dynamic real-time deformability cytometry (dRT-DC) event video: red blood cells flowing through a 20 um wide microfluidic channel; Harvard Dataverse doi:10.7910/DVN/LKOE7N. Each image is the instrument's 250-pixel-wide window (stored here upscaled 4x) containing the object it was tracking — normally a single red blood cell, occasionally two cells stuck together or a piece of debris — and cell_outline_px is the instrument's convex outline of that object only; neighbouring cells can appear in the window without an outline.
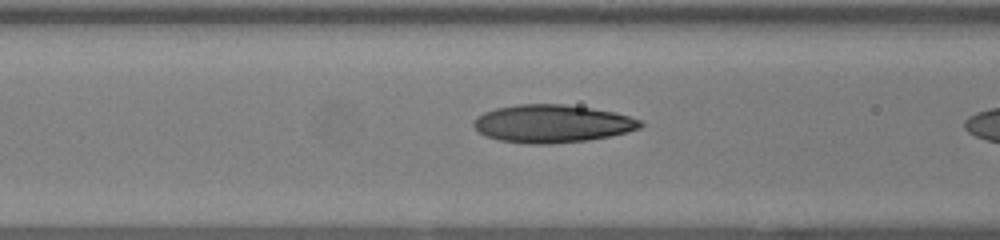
{"species": "human", "species_latin": "Homo sapiens", "temperature_condition": "warm", "stored_images_in_passage": 26, "camera_frame_rate_fps": 3000, "um_per_image_px": 0.085, "donor": {"sex": "female"}, "frame": {"image": 1, "passage_image": 10, "time_ms": 3.0, "image_size_px": [1000, 240], "cell_outline_px": [[644, 124], [640, 128], [608, 136], [588, 140], [552, 144], [524, 144], [500, 140], [488, 136], [480, 132], [472, 124], [476, 116], [484, 112], [496, 108], [516, 104], [564, 104], [592, 108], [612, 112], [628, 116], [640, 120]], "centroid_in_image_um": [46.9, 10.51], "position_along_channel_um": 119.7, "area_um2": 36.65}}
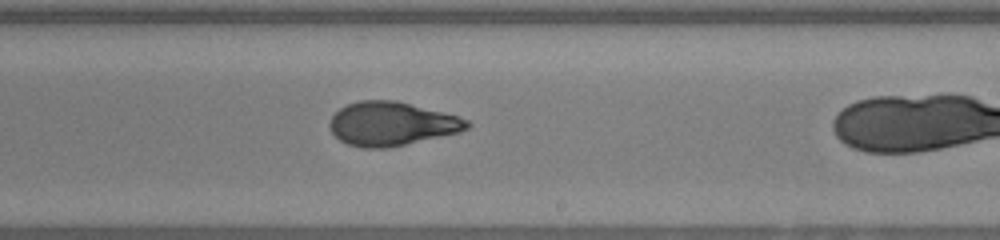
{"frame": {"image": 2, "passage_image": 18, "time_ms": 5.667, "image_size_px": [1000, 240], "cell_outline_px": [[472, 124], [468, 128], [460, 132], [404, 144], [384, 148], [364, 148], [348, 144], [340, 140], [332, 132], [328, 124], [332, 116], [340, 108], [348, 104], [360, 100], [396, 100], [456, 116], [468, 120]], "centroid_in_image_um": [33.26, 10.52], "position_along_channel_um": 255.7, "area_um2": 34.62}}
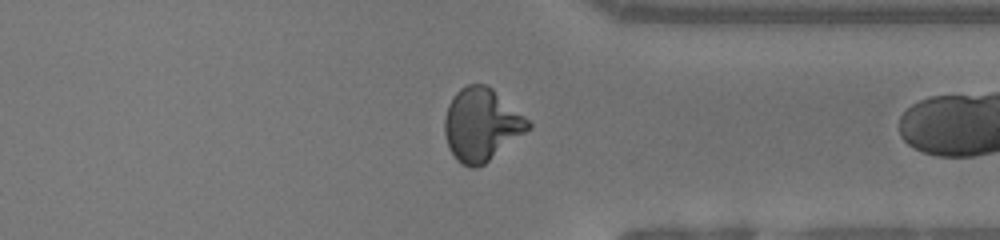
{"frame": {"image": 3, "passage_image": 25, "time_ms": 8.0, "image_size_px": [1000, 240], "cell_outline_px": [[532, 128], [484, 164], [476, 168], [468, 168], [460, 164], [456, 160], [448, 148], [444, 132], [444, 116], [448, 104], [452, 96], [460, 88], [468, 84], [488, 84], [524, 116], [532, 124]], "centroid_in_image_um": [40.89, 10.6], "position_along_channel_um": 370.5, "area_um2": 35.72}}